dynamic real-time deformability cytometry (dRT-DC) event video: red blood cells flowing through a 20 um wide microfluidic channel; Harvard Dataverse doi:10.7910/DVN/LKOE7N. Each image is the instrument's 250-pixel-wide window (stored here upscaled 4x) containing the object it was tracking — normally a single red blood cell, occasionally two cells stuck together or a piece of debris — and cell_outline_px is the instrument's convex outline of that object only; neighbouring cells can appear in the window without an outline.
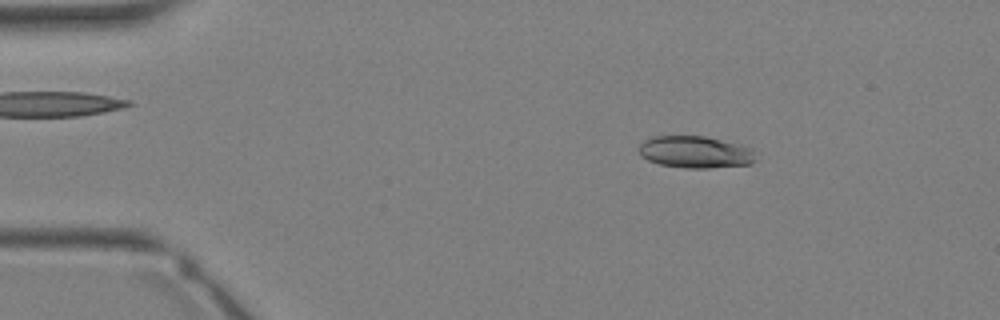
{"species": "Egyptian fruit bat (a non-hibernating species)", "species_latin": "Rousettus aegyptiacus", "temperature_condition": "warm", "stored_images_in_passage": 34, "camera_frame_rate_fps": 3000, "um_per_image_px": 0.085, "animal": {"sex": "female"}, "frame": {"image": 1, "passage_image": 6, "time_ms": 1.667, "image_size_px": [1000, 320], "cell_outline_px": [[756, 160], [752, 164], [708, 168], [684, 168], [660, 164], [648, 160], [640, 156], [640, 144], [644, 140], [652, 136], [704, 136], [752, 148]], "centroid_in_image_um": [59.09, 12.93], "position_along_channel_um": 25.9, "area_um2": 21.68}}
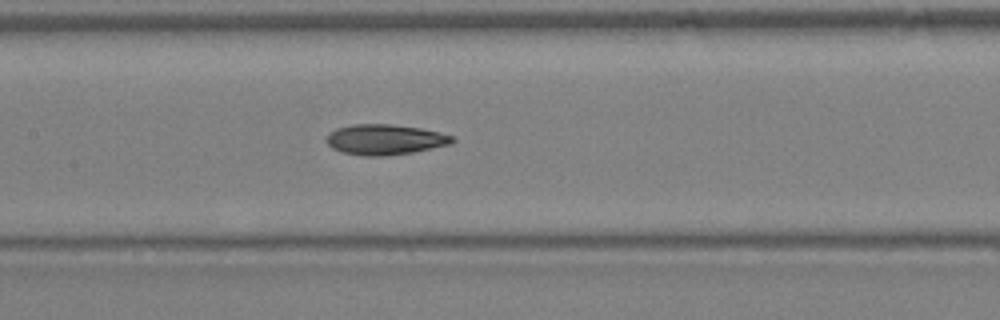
{"frame": {"image": 2, "passage_image": 17, "time_ms": 5.333, "image_size_px": [1000, 320], "cell_outline_px": [[456, 140], [452, 144], [412, 152], [384, 156], [364, 156], [344, 152], [332, 148], [328, 144], [328, 132], [336, 128], [352, 124], [392, 124], [420, 128], [440, 132], [452, 136]], "centroid_in_image_um": [32.74, 11.85], "position_along_channel_um": 174.7, "area_um2": 22.25}}
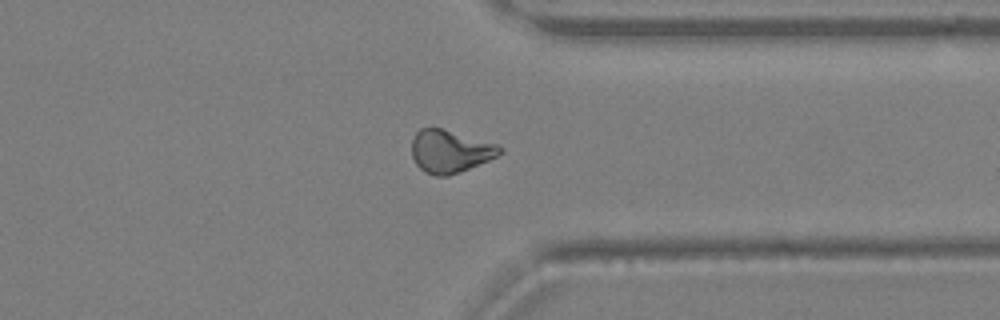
{"frame": {"image": 3, "passage_image": 27, "time_ms": 8.667, "image_size_px": [1000, 320], "cell_outline_px": [[504, 152], [488, 160], [460, 172], [448, 176], [436, 176], [424, 172], [416, 164], [412, 156], [412, 140], [416, 132], [420, 128], [440, 128], [500, 144], [504, 148]], "centroid_in_image_um": [38.27, 12.86], "position_along_channel_um": 373.1, "area_um2": 22.02}}